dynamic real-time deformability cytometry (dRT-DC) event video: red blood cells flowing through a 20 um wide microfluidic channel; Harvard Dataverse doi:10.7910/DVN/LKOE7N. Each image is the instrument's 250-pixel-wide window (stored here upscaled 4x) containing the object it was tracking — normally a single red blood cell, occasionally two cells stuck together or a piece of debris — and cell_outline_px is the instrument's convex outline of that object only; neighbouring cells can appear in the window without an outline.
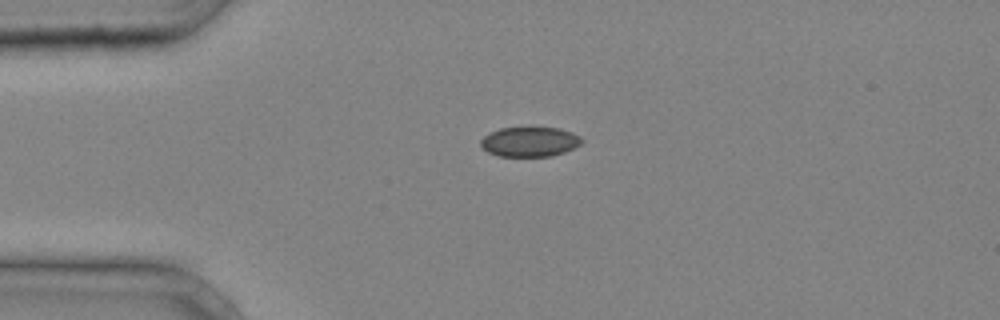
{"species": "common noctule bat (a hibernating species)", "species_latin": "Nyctalus noctula", "temperature_condition": "cold", "stored_images_in_passage": 30, "camera_frame_rate_fps": 3000, "um_per_image_px": 0.085, "animal": {"sex": "male", "body_mass_g": 20.4}, "frame": {"image": 1, "passage_image": 1, "time_ms": 0.0, "image_size_px": [1000, 320], "cell_outline_px": [[584, 140], [580, 144], [564, 152], [552, 156], [500, 156], [488, 152], [480, 144], [480, 140], [484, 136], [500, 128], [560, 128], [572, 132], [580, 136]], "centroid_in_image_um": [45.04, 12.05], "position_along_channel_um": 40.0, "area_um2": 17.34}}
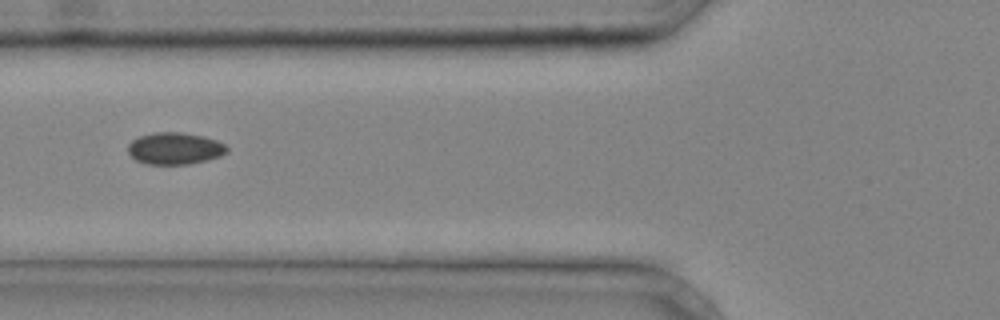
{"frame": {"image": 2, "passage_image": 7, "time_ms": 2.0, "image_size_px": [1000, 320], "cell_outline_px": [[228, 152], [220, 156], [188, 164], [148, 164], [136, 160], [128, 152], [128, 144], [132, 140], [140, 136], [156, 132], [180, 132], [204, 136], [216, 140], [224, 144], [228, 148]], "centroid_in_image_um": [14.86, 12.61], "position_along_channel_um": 110.9, "area_um2": 18.26}}
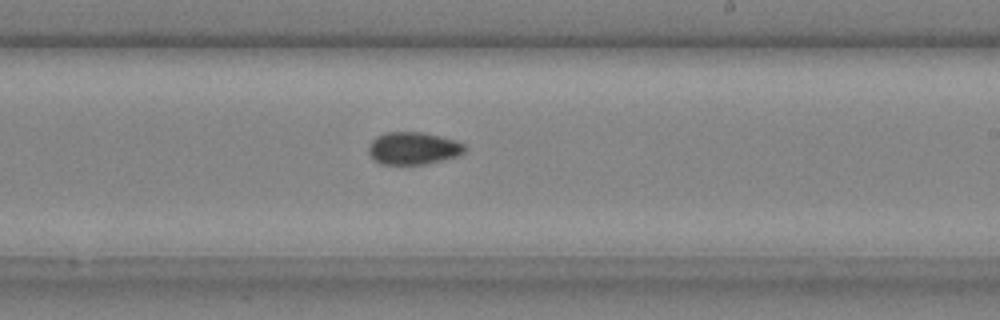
{"frame": {"image": 3, "passage_image": 16, "time_ms": 5.0, "image_size_px": [1000, 320], "cell_outline_px": [[468, 148], [464, 152], [456, 156], [424, 164], [380, 164], [372, 160], [368, 152], [368, 144], [376, 136], [384, 132], [424, 132], [456, 140], [464, 144]], "centroid_in_image_um": [35.09, 12.59], "position_along_channel_um": 253.9, "area_um2": 18.38}}